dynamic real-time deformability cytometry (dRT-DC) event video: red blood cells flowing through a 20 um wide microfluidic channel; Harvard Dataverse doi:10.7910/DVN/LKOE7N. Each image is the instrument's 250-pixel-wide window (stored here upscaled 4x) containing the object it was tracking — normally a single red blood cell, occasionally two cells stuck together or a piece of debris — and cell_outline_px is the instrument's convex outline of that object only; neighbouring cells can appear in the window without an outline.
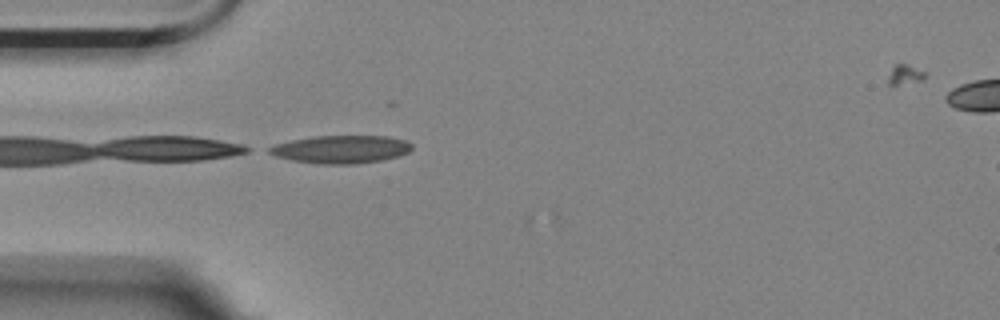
{"species": "Egyptian fruit bat (a non-hibernating species)", "species_latin": "Rousettus aegyptiacus", "temperature_condition": "room temperature", "stored_images_in_passage": 3, "camera_frame_rate_fps": 3000, "um_per_image_px": 0.085, "animal": {"sex": "female"}, "frame": {"image": 1, "passage_image": 1, "time_ms": 0.0, "image_size_px": [1000, 320], "cell_outline_px": [[412, 148], [408, 152], [400, 156], [380, 160], [356, 164], [320, 164], [292, 160], [276, 156], [268, 152], [268, 148], [276, 144], [292, 140], [312, 136], [388, 136], [404, 140], [412, 144]], "centroid_in_image_um": [29.0, 12.69], "position_along_channel_um": 56.0, "area_um2": 23.12}}